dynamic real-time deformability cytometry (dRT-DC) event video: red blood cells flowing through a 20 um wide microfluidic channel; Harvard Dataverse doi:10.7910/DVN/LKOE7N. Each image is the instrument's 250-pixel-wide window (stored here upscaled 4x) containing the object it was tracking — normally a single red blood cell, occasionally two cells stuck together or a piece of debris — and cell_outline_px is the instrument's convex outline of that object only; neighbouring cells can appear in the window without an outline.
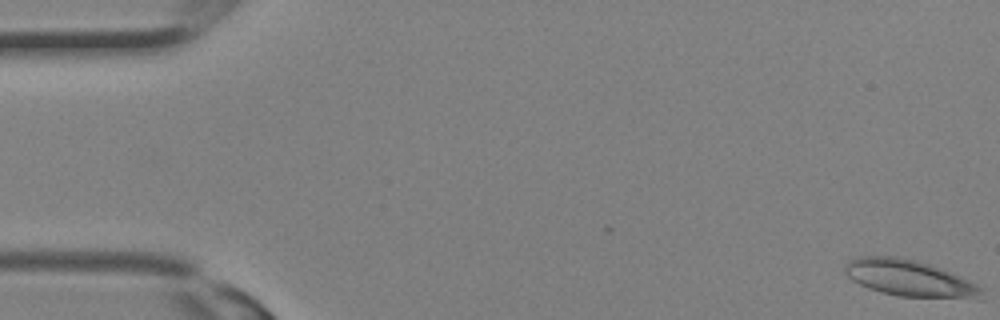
{"species": "Egyptian fruit bat (a non-hibernating species)", "species_latin": "Rousettus aegyptiacus", "temperature_condition": "room temperature", "stored_images_in_passage": 9, "camera_frame_rate_fps": 3000, "um_per_image_px": 0.085, "animal": {"sex": "female"}, "frame": {"image": 1, "passage_image": 1, "time_ms": 0.0, "image_size_px": [1000, 320], "cell_outline_px": [[984, 288], [980, 292], [972, 296], [900, 296], [880, 292], [868, 288], [852, 280], [844, 272], [844, 264], [848, 260], [860, 256], [896, 256], [916, 260], [928, 264], [960, 276]], "centroid_in_image_um": [77.12, 23.59], "position_along_channel_um": 7.9, "area_um2": 27.92}}